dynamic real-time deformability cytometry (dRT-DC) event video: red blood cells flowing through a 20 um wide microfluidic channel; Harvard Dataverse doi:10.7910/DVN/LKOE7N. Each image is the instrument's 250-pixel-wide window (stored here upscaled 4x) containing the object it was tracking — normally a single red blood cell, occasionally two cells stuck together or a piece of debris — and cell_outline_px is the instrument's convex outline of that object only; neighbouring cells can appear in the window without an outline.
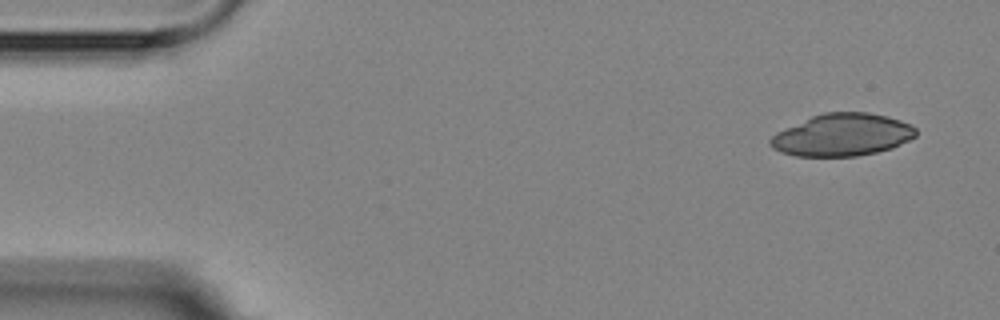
{"species": "Egyptian fruit bat (a non-hibernating species)", "species_latin": "Rousettus aegyptiacus", "temperature_condition": "room temperature", "stored_images_in_passage": 4, "segment_of_instrument_passage": [2, 2], "camera_frame_rate_fps": 3000, "um_per_image_px": 0.085, "animal": {"sex": "female"}, "frame": {"image": 1, "passage_image": 4, "time_ms": 3.333, "image_size_px": [1000, 320], "cell_outline_px": [[916, 136], [892, 148], [876, 152], [856, 156], [796, 156], [780, 152], [772, 148], [768, 144], [768, 140], [776, 132], [812, 116], [824, 112], [868, 112], [888, 116], [912, 124], [916, 128]], "centroid_in_image_um": [71.58, 11.46], "position_along_channel_um": 13.4, "area_um2": 36.01}}